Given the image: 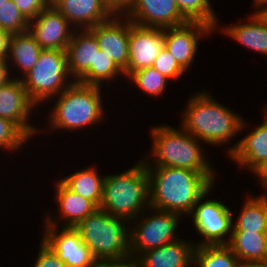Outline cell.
I'll return each mask as SVG.
<instances>
[{
	"instance_id": "cell-35",
	"label": "cell",
	"mask_w": 267,
	"mask_h": 267,
	"mask_svg": "<svg viewBox=\"0 0 267 267\" xmlns=\"http://www.w3.org/2000/svg\"><path fill=\"white\" fill-rule=\"evenodd\" d=\"M34 267H68L43 241Z\"/></svg>"
},
{
	"instance_id": "cell-7",
	"label": "cell",
	"mask_w": 267,
	"mask_h": 267,
	"mask_svg": "<svg viewBox=\"0 0 267 267\" xmlns=\"http://www.w3.org/2000/svg\"><path fill=\"white\" fill-rule=\"evenodd\" d=\"M68 74L65 50L42 49L37 62L21 81L29 99L38 105L37 103L54 97L52 95L60 94L74 82L67 83Z\"/></svg>"
},
{
	"instance_id": "cell-27",
	"label": "cell",
	"mask_w": 267,
	"mask_h": 267,
	"mask_svg": "<svg viewBox=\"0 0 267 267\" xmlns=\"http://www.w3.org/2000/svg\"><path fill=\"white\" fill-rule=\"evenodd\" d=\"M239 259L228 245L195 246L193 263L199 267H238Z\"/></svg>"
},
{
	"instance_id": "cell-41",
	"label": "cell",
	"mask_w": 267,
	"mask_h": 267,
	"mask_svg": "<svg viewBox=\"0 0 267 267\" xmlns=\"http://www.w3.org/2000/svg\"><path fill=\"white\" fill-rule=\"evenodd\" d=\"M238 267H267L262 261H240Z\"/></svg>"
},
{
	"instance_id": "cell-40",
	"label": "cell",
	"mask_w": 267,
	"mask_h": 267,
	"mask_svg": "<svg viewBox=\"0 0 267 267\" xmlns=\"http://www.w3.org/2000/svg\"><path fill=\"white\" fill-rule=\"evenodd\" d=\"M253 172L260 176L261 183L267 191V161L260 164Z\"/></svg>"
},
{
	"instance_id": "cell-16",
	"label": "cell",
	"mask_w": 267,
	"mask_h": 267,
	"mask_svg": "<svg viewBox=\"0 0 267 267\" xmlns=\"http://www.w3.org/2000/svg\"><path fill=\"white\" fill-rule=\"evenodd\" d=\"M33 106L35 104L29 99L21 78H12L0 87V117L13 121L29 138L37 130L28 124Z\"/></svg>"
},
{
	"instance_id": "cell-1",
	"label": "cell",
	"mask_w": 267,
	"mask_h": 267,
	"mask_svg": "<svg viewBox=\"0 0 267 267\" xmlns=\"http://www.w3.org/2000/svg\"><path fill=\"white\" fill-rule=\"evenodd\" d=\"M145 164L149 175L150 210L189 215L198 200L212 188L213 183L201 172L173 167L153 169L146 161Z\"/></svg>"
},
{
	"instance_id": "cell-20",
	"label": "cell",
	"mask_w": 267,
	"mask_h": 267,
	"mask_svg": "<svg viewBox=\"0 0 267 267\" xmlns=\"http://www.w3.org/2000/svg\"><path fill=\"white\" fill-rule=\"evenodd\" d=\"M194 248L193 244L177 239L141 253L139 259L144 267H188L193 264Z\"/></svg>"
},
{
	"instance_id": "cell-21",
	"label": "cell",
	"mask_w": 267,
	"mask_h": 267,
	"mask_svg": "<svg viewBox=\"0 0 267 267\" xmlns=\"http://www.w3.org/2000/svg\"><path fill=\"white\" fill-rule=\"evenodd\" d=\"M56 186L59 210L66 220L63 227L75 228L83 219L98 209L90 200L71 191L61 180Z\"/></svg>"
},
{
	"instance_id": "cell-42",
	"label": "cell",
	"mask_w": 267,
	"mask_h": 267,
	"mask_svg": "<svg viewBox=\"0 0 267 267\" xmlns=\"http://www.w3.org/2000/svg\"><path fill=\"white\" fill-rule=\"evenodd\" d=\"M261 8L256 14L262 20V22L267 26V3L259 5Z\"/></svg>"
},
{
	"instance_id": "cell-11",
	"label": "cell",
	"mask_w": 267,
	"mask_h": 267,
	"mask_svg": "<svg viewBox=\"0 0 267 267\" xmlns=\"http://www.w3.org/2000/svg\"><path fill=\"white\" fill-rule=\"evenodd\" d=\"M164 47V29L141 27L129 20V56L126 77L146 67H152Z\"/></svg>"
},
{
	"instance_id": "cell-23",
	"label": "cell",
	"mask_w": 267,
	"mask_h": 267,
	"mask_svg": "<svg viewBox=\"0 0 267 267\" xmlns=\"http://www.w3.org/2000/svg\"><path fill=\"white\" fill-rule=\"evenodd\" d=\"M104 179L105 176L98 175L94 168H88L66 176L61 181L71 191L90 200L99 208L102 200Z\"/></svg>"
},
{
	"instance_id": "cell-9",
	"label": "cell",
	"mask_w": 267,
	"mask_h": 267,
	"mask_svg": "<svg viewBox=\"0 0 267 267\" xmlns=\"http://www.w3.org/2000/svg\"><path fill=\"white\" fill-rule=\"evenodd\" d=\"M50 218L48 216L46 219L43 242L58 258L68 267H97L98 262L83 243L79 232L73 227H63L60 232L57 230V222Z\"/></svg>"
},
{
	"instance_id": "cell-34",
	"label": "cell",
	"mask_w": 267,
	"mask_h": 267,
	"mask_svg": "<svg viewBox=\"0 0 267 267\" xmlns=\"http://www.w3.org/2000/svg\"><path fill=\"white\" fill-rule=\"evenodd\" d=\"M24 18L30 22L42 10L51 5V0H13Z\"/></svg>"
},
{
	"instance_id": "cell-38",
	"label": "cell",
	"mask_w": 267,
	"mask_h": 267,
	"mask_svg": "<svg viewBox=\"0 0 267 267\" xmlns=\"http://www.w3.org/2000/svg\"><path fill=\"white\" fill-rule=\"evenodd\" d=\"M11 34L7 31L0 29V58L8 56V45Z\"/></svg>"
},
{
	"instance_id": "cell-31",
	"label": "cell",
	"mask_w": 267,
	"mask_h": 267,
	"mask_svg": "<svg viewBox=\"0 0 267 267\" xmlns=\"http://www.w3.org/2000/svg\"><path fill=\"white\" fill-rule=\"evenodd\" d=\"M29 22L21 14L13 0L0 5V29L10 34L28 31Z\"/></svg>"
},
{
	"instance_id": "cell-43",
	"label": "cell",
	"mask_w": 267,
	"mask_h": 267,
	"mask_svg": "<svg viewBox=\"0 0 267 267\" xmlns=\"http://www.w3.org/2000/svg\"><path fill=\"white\" fill-rule=\"evenodd\" d=\"M261 261L267 265V234H266V240H265V248H264L263 257Z\"/></svg>"
},
{
	"instance_id": "cell-4",
	"label": "cell",
	"mask_w": 267,
	"mask_h": 267,
	"mask_svg": "<svg viewBox=\"0 0 267 267\" xmlns=\"http://www.w3.org/2000/svg\"><path fill=\"white\" fill-rule=\"evenodd\" d=\"M153 149L156 166L186 168L204 174L212 183L214 172L202 154L195 138L185 130H176L169 126L154 127L152 130Z\"/></svg>"
},
{
	"instance_id": "cell-3",
	"label": "cell",
	"mask_w": 267,
	"mask_h": 267,
	"mask_svg": "<svg viewBox=\"0 0 267 267\" xmlns=\"http://www.w3.org/2000/svg\"><path fill=\"white\" fill-rule=\"evenodd\" d=\"M187 107L183 113V129L205 143L223 144L246 125L240 116L205 92L192 97Z\"/></svg>"
},
{
	"instance_id": "cell-36",
	"label": "cell",
	"mask_w": 267,
	"mask_h": 267,
	"mask_svg": "<svg viewBox=\"0 0 267 267\" xmlns=\"http://www.w3.org/2000/svg\"><path fill=\"white\" fill-rule=\"evenodd\" d=\"M135 256L137 259L129 254L119 259L101 261L97 264V267H144L137 254Z\"/></svg>"
},
{
	"instance_id": "cell-19",
	"label": "cell",
	"mask_w": 267,
	"mask_h": 267,
	"mask_svg": "<svg viewBox=\"0 0 267 267\" xmlns=\"http://www.w3.org/2000/svg\"><path fill=\"white\" fill-rule=\"evenodd\" d=\"M98 50L96 37L88 29H83L80 34L73 33L65 51L69 75H73L75 81L91 66H95L96 51Z\"/></svg>"
},
{
	"instance_id": "cell-26",
	"label": "cell",
	"mask_w": 267,
	"mask_h": 267,
	"mask_svg": "<svg viewBox=\"0 0 267 267\" xmlns=\"http://www.w3.org/2000/svg\"><path fill=\"white\" fill-rule=\"evenodd\" d=\"M232 231L267 232V196L249 197Z\"/></svg>"
},
{
	"instance_id": "cell-12",
	"label": "cell",
	"mask_w": 267,
	"mask_h": 267,
	"mask_svg": "<svg viewBox=\"0 0 267 267\" xmlns=\"http://www.w3.org/2000/svg\"><path fill=\"white\" fill-rule=\"evenodd\" d=\"M134 25L169 28L183 25L188 20L180 13L176 0H134L124 14Z\"/></svg>"
},
{
	"instance_id": "cell-32",
	"label": "cell",
	"mask_w": 267,
	"mask_h": 267,
	"mask_svg": "<svg viewBox=\"0 0 267 267\" xmlns=\"http://www.w3.org/2000/svg\"><path fill=\"white\" fill-rule=\"evenodd\" d=\"M30 139L13 121L0 117V146L15 150Z\"/></svg>"
},
{
	"instance_id": "cell-14",
	"label": "cell",
	"mask_w": 267,
	"mask_h": 267,
	"mask_svg": "<svg viewBox=\"0 0 267 267\" xmlns=\"http://www.w3.org/2000/svg\"><path fill=\"white\" fill-rule=\"evenodd\" d=\"M213 30L212 26L198 21H188L183 25L164 28V46L187 71L196 55L198 38Z\"/></svg>"
},
{
	"instance_id": "cell-17",
	"label": "cell",
	"mask_w": 267,
	"mask_h": 267,
	"mask_svg": "<svg viewBox=\"0 0 267 267\" xmlns=\"http://www.w3.org/2000/svg\"><path fill=\"white\" fill-rule=\"evenodd\" d=\"M51 5L70 24H80L84 29H90L114 16L102 0H51Z\"/></svg>"
},
{
	"instance_id": "cell-22",
	"label": "cell",
	"mask_w": 267,
	"mask_h": 267,
	"mask_svg": "<svg viewBox=\"0 0 267 267\" xmlns=\"http://www.w3.org/2000/svg\"><path fill=\"white\" fill-rule=\"evenodd\" d=\"M223 31L249 49L267 55V26L256 13L251 15L248 23L225 27Z\"/></svg>"
},
{
	"instance_id": "cell-10",
	"label": "cell",
	"mask_w": 267,
	"mask_h": 267,
	"mask_svg": "<svg viewBox=\"0 0 267 267\" xmlns=\"http://www.w3.org/2000/svg\"><path fill=\"white\" fill-rule=\"evenodd\" d=\"M208 190L195 204L190 215L193 217L194 226L198 233L205 237L198 246L204 245H227L224 241L226 234L232 233L233 220L232 213L223 203L207 199L201 202L209 193Z\"/></svg>"
},
{
	"instance_id": "cell-13",
	"label": "cell",
	"mask_w": 267,
	"mask_h": 267,
	"mask_svg": "<svg viewBox=\"0 0 267 267\" xmlns=\"http://www.w3.org/2000/svg\"><path fill=\"white\" fill-rule=\"evenodd\" d=\"M71 24L52 5L29 22L28 31L42 49L66 50L74 30Z\"/></svg>"
},
{
	"instance_id": "cell-37",
	"label": "cell",
	"mask_w": 267,
	"mask_h": 267,
	"mask_svg": "<svg viewBox=\"0 0 267 267\" xmlns=\"http://www.w3.org/2000/svg\"><path fill=\"white\" fill-rule=\"evenodd\" d=\"M133 1L134 0H102L114 15H119V13H123V11L127 12L132 6Z\"/></svg>"
},
{
	"instance_id": "cell-8",
	"label": "cell",
	"mask_w": 267,
	"mask_h": 267,
	"mask_svg": "<svg viewBox=\"0 0 267 267\" xmlns=\"http://www.w3.org/2000/svg\"><path fill=\"white\" fill-rule=\"evenodd\" d=\"M154 215L146 217L133 229H129V252L134 256L150 249L159 248L175 238L178 218L182 215L153 209ZM133 253V254H132Z\"/></svg>"
},
{
	"instance_id": "cell-44",
	"label": "cell",
	"mask_w": 267,
	"mask_h": 267,
	"mask_svg": "<svg viewBox=\"0 0 267 267\" xmlns=\"http://www.w3.org/2000/svg\"><path fill=\"white\" fill-rule=\"evenodd\" d=\"M267 3V0H255V6L259 7V5Z\"/></svg>"
},
{
	"instance_id": "cell-18",
	"label": "cell",
	"mask_w": 267,
	"mask_h": 267,
	"mask_svg": "<svg viewBox=\"0 0 267 267\" xmlns=\"http://www.w3.org/2000/svg\"><path fill=\"white\" fill-rule=\"evenodd\" d=\"M265 111V121L239 140L228 152L233 160L238 161L240 165L248 166L251 171L267 161V109Z\"/></svg>"
},
{
	"instance_id": "cell-24",
	"label": "cell",
	"mask_w": 267,
	"mask_h": 267,
	"mask_svg": "<svg viewBox=\"0 0 267 267\" xmlns=\"http://www.w3.org/2000/svg\"><path fill=\"white\" fill-rule=\"evenodd\" d=\"M41 51L42 48L29 31L11 34L6 59L10 58L13 62L15 61L14 63L24 71L25 75L37 62ZM9 54L12 58L9 57Z\"/></svg>"
},
{
	"instance_id": "cell-28",
	"label": "cell",
	"mask_w": 267,
	"mask_h": 267,
	"mask_svg": "<svg viewBox=\"0 0 267 267\" xmlns=\"http://www.w3.org/2000/svg\"><path fill=\"white\" fill-rule=\"evenodd\" d=\"M122 73L125 75L124 71L116 64L110 56L105 54L104 51H96L95 66H91L78 80L77 82L86 85L101 86L104 80H110ZM102 81V82H101Z\"/></svg>"
},
{
	"instance_id": "cell-30",
	"label": "cell",
	"mask_w": 267,
	"mask_h": 267,
	"mask_svg": "<svg viewBox=\"0 0 267 267\" xmlns=\"http://www.w3.org/2000/svg\"><path fill=\"white\" fill-rule=\"evenodd\" d=\"M141 90L150 95H160L164 92L168 78L153 67L139 69L129 76Z\"/></svg>"
},
{
	"instance_id": "cell-2",
	"label": "cell",
	"mask_w": 267,
	"mask_h": 267,
	"mask_svg": "<svg viewBox=\"0 0 267 267\" xmlns=\"http://www.w3.org/2000/svg\"><path fill=\"white\" fill-rule=\"evenodd\" d=\"M150 206L149 175L145 161L118 175L105 176L100 209L130 221ZM140 213V214H139Z\"/></svg>"
},
{
	"instance_id": "cell-6",
	"label": "cell",
	"mask_w": 267,
	"mask_h": 267,
	"mask_svg": "<svg viewBox=\"0 0 267 267\" xmlns=\"http://www.w3.org/2000/svg\"><path fill=\"white\" fill-rule=\"evenodd\" d=\"M101 86L77 81L70 84L58 97L50 124L55 129H79L96 124L103 115Z\"/></svg>"
},
{
	"instance_id": "cell-29",
	"label": "cell",
	"mask_w": 267,
	"mask_h": 267,
	"mask_svg": "<svg viewBox=\"0 0 267 267\" xmlns=\"http://www.w3.org/2000/svg\"><path fill=\"white\" fill-rule=\"evenodd\" d=\"M209 0H176L180 13L188 21L204 22L215 28L217 18Z\"/></svg>"
},
{
	"instance_id": "cell-25",
	"label": "cell",
	"mask_w": 267,
	"mask_h": 267,
	"mask_svg": "<svg viewBox=\"0 0 267 267\" xmlns=\"http://www.w3.org/2000/svg\"><path fill=\"white\" fill-rule=\"evenodd\" d=\"M267 232L232 231L227 245L239 261H261Z\"/></svg>"
},
{
	"instance_id": "cell-15",
	"label": "cell",
	"mask_w": 267,
	"mask_h": 267,
	"mask_svg": "<svg viewBox=\"0 0 267 267\" xmlns=\"http://www.w3.org/2000/svg\"><path fill=\"white\" fill-rule=\"evenodd\" d=\"M116 16L88 30L96 37L99 49L110 56L124 71L127 68L129 56V19L123 24L119 20L120 16Z\"/></svg>"
},
{
	"instance_id": "cell-39",
	"label": "cell",
	"mask_w": 267,
	"mask_h": 267,
	"mask_svg": "<svg viewBox=\"0 0 267 267\" xmlns=\"http://www.w3.org/2000/svg\"><path fill=\"white\" fill-rule=\"evenodd\" d=\"M8 60L6 58H0V87L12 79L9 78Z\"/></svg>"
},
{
	"instance_id": "cell-5",
	"label": "cell",
	"mask_w": 267,
	"mask_h": 267,
	"mask_svg": "<svg viewBox=\"0 0 267 267\" xmlns=\"http://www.w3.org/2000/svg\"><path fill=\"white\" fill-rule=\"evenodd\" d=\"M125 220L98 208L83 219L75 229L99 263L130 254L129 229H126Z\"/></svg>"
},
{
	"instance_id": "cell-45",
	"label": "cell",
	"mask_w": 267,
	"mask_h": 267,
	"mask_svg": "<svg viewBox=\"0 0 267 267\" xmlns=\"http://www.w3.org/2000/svg\"><path fill=\"white\" fill-rule=\"evenodd\" d=\"M9 0H0V5H2L3 3H6Z\"/></svg>"
},
{
	"instance_id": "cell-33",
	"label": "cell",
	"mask_w": 267,
	"mask_h": 267,
	"mask_svg": "<svg viewBox=\"0 0 267 267\" xmlns=\"http://www.w3.org/2000/svg\"><path fill=\"white\" fill-rule=\"evenodd\" d=\"M166 78L177 79L184 73V69L177 63L170 51L164 46L153 65Z\"/></svg>"
}]
</instances>
